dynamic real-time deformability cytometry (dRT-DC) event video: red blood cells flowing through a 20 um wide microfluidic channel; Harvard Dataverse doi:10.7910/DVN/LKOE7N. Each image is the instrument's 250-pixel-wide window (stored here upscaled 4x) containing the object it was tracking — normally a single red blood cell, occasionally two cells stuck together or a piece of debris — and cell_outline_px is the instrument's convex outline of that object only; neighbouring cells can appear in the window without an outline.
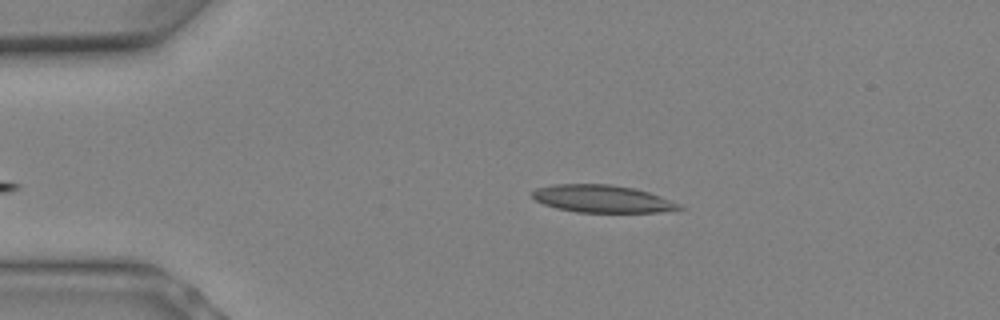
{"species": "Egyptian fruit bat (a non-hibernating species)", "species_latin": "Rousettus aegyptiacus", "temperature_condition": "warm", "stored_images_in_passage": 3, "camera_frame_rate_fps": 3000, "um_per_image_px": 0.085, "animal": {"sex": "female"}, "frame": {"image": 1, "passage_image": 1, "time_ms": 0.0, "image_size_px": [1000, 320], "cell_outline_px": [[684, 208], [660, 212], [576, 212], [556, 208], [544, 204], [536, 200], [528, 192], [536, 188], [552, 184], [612, 184], [632, 188], [648, 192], [660, 196], [680, 204]], "centroid_in_image_um": [51.13, 16.89], "position_along_channel_um": 33.9, "area_um2": 23.52}}